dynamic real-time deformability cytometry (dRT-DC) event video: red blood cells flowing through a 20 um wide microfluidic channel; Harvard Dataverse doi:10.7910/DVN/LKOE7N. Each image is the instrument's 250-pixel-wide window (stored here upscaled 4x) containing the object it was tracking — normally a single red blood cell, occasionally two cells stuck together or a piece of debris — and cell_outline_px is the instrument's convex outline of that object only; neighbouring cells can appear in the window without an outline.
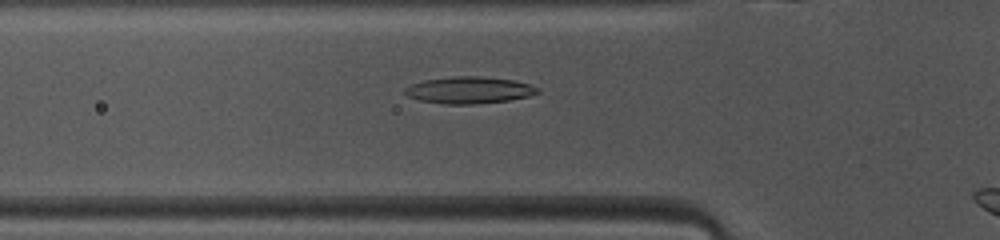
{"species": "common noctule bat (a hibernating species)", "species_latin": "Nyctalus noctula", "temperature_condition": "warm", "stored_images_in_passage": 16, "camera_frame_rate_fps": 3000, "um_per_image_px": 0.085, "animal": {"sex": "female", "body_mass_g": 10.0, "forearm_length_mm": 53.1}, "frame": {"image": 1, "passage_image": 14, "time_ms": 4.333, "image_size_px": [1000, 240], "cell_outline_px": [[540, 92], [528, 96], [508, 100], [472, 104], [444, 104], [420, 100], [408, 96], [404, 92], [404, 88], [412, 84], [424, 80], [452, 76], [480, 76], [512, 80], [528, 84], [540, 88]], "centroid_in_image_um": [39.86, 7.65], "position_along_channel_um": 85.9, "area_um2": 20.58}}